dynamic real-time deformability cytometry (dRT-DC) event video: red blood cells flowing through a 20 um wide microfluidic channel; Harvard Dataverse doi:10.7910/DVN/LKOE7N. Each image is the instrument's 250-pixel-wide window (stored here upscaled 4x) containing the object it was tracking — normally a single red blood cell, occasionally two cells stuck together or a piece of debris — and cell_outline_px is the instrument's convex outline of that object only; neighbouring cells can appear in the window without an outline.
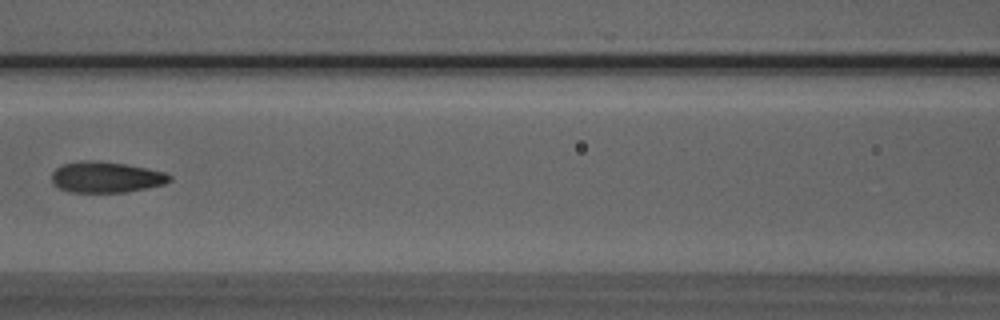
{"species": "Egyptian fruit bat (a non-hibernating species)", "species_latin": "Rousettus aegyptiacus", "temperature_condition": "room temperature", "stored_images_in_passage": 3, "camera_frame_rate_fps": 3000, "um_per_image_px": 0.085, "animal": {"sex": "male"}, "frame": {"image": 1, "passage_image": 3, "time_ms": 2.0, "image_size_px": [1000, 320], "cell_outline_px": [[172, 180], [164, 184], [148, 188], [124, 192], [68, 192], [52, 184], [52, 172], [56, 168], [64, 164], [88, 160], [124, 164], [164, 172], [172, 176]], "centroid_in_image_um": [9.01, 15.07], "position_along_channel_um": 157.6, "area_um2": 21.04}}